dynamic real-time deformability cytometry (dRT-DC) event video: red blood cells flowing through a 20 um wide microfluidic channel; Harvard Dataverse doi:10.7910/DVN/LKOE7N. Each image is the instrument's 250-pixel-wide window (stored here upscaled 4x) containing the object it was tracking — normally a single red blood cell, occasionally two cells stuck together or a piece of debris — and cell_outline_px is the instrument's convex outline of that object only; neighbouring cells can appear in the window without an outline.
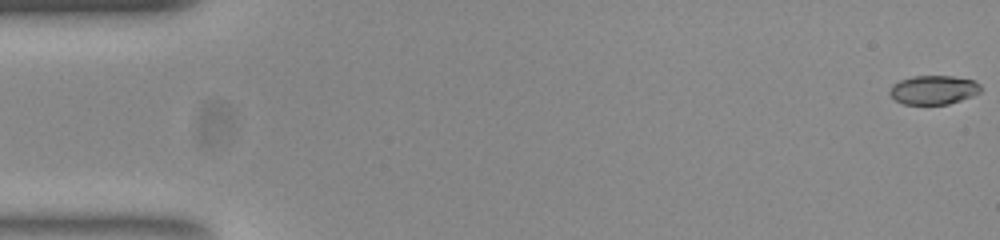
{"species": "common noctule bat (a hibernating species)", "species_latin": "Nyctalus noctula", "temperature_condition": "room temperature", "stored_images_in_passage": 55, "camera_frame_rate_fps": 3000, "um_per_image_px": 0.085, "animal": {"sex": "female", "body_mass_g": 23.0, "forearm_length_mm": 53.4}, "frame": {"image": 1, "passage_image": 1, "time_ms": 0.0, "image_size_px": [1000, 240], "cell_outline_px": [[980, 92], [972, 96], [948, 104], [904, 104], [896, 100], [888, 92], [888, 88], [892, 84], [900, 80], [916, 76], [952, 76], [972, 80], [980, 84]], "centroid_in_image_um": [79.32, 7.64], "position_along_channel_um": 5.7, "area_um2": 15.26}}
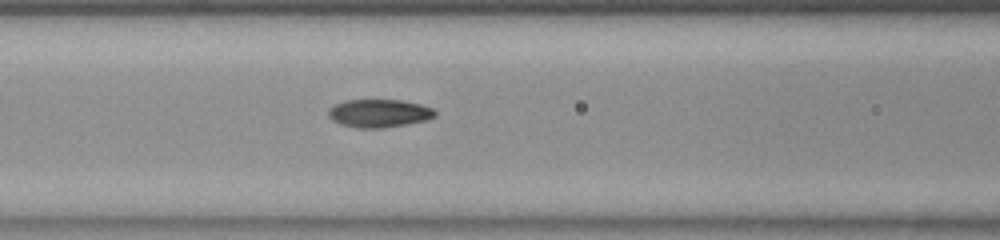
{"frame": {"image": 2, "passage_image": 23, "time_ms": 7.333, "image_size_px": [1000, 240], "cell_outline_px": [[436, 116], [428, 120], [408, 124], [384, 128], [356, 128], [340, 124], [332, 120], [328, 116], [328, 108], [332, 104], [344, 100], [404, 100], [420, 104], [432, 108], [436, 112]], "centroid_in_image_um": [32.2, 9.63], "position_along_channel_um": 134.4, "area_um2": 17.8}}
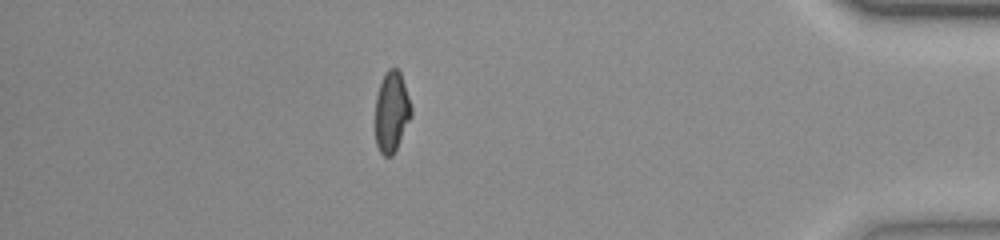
{"frame": {"image": 3, "passage_image": 48, "time_ms": 15.667, "image_size_px": [1000, 240], "cell_outline_px": [[412, 116], [392, 156], [384, 156], [380, 152], [376, 144], [376, 96], [384, 72], [388, 68], [396, 68], [400, 72], [412, 108]], "centroid_in_image_um": [33.29, 9.49], "position_along_channel_um": 401.9, "area_um2": 16.76}, "authors_computed_cell_mechanics": {"area_um2": 17.2244, "velocity_mm_per_s": 3.7736, "shape_relaxation_time_tau1_ms": 5.2922, "shape_relaxation_time_tau2_ms": 1.9599, "deformation_change_tau1": 0.2043, "deformation_change_tau2": 0.042}}